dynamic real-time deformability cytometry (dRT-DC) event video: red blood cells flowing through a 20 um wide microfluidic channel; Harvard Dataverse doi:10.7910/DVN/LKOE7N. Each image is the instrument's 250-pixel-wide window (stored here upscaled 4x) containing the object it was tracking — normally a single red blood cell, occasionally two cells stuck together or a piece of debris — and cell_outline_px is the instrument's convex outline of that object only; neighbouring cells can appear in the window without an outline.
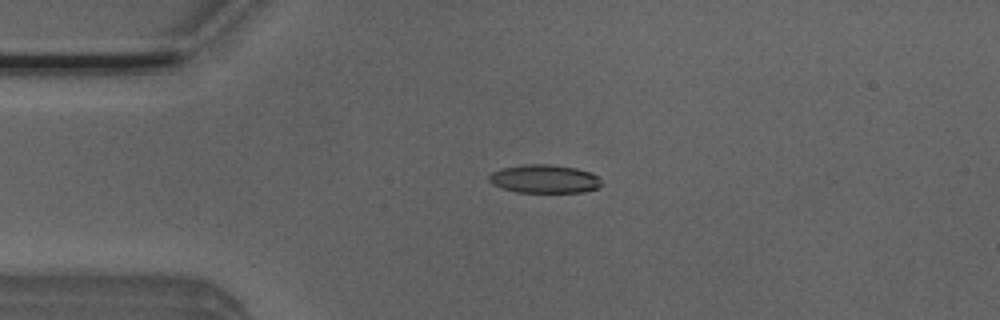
{"species": "Egyptian fruit bat (a non-hibernating species)", "species_latin": "Rousettus aegyptiacus", "temperature_condition": "room temperature", "stored_images_in_passage": 8, "camera_frame_rate_fps": 3000, "um_per_image_px": 0.085, "animal": {"sex": "male"}, "frame": {"image": 1, "passage_image": 2, "time_ms": 0.333, "image_size_px": [1000, 320], "cell_outline_px": [[600, 188], [584, 192], [516, 192], [492, 184], [488, 180], [488, 176], [492, 172], [500, 168], [524, 164], [552, 164], [576, 168], [588, 172], [596, 176], [600, 180]], "centroid_in_image_um": [46.25, 15.2], "position_along_channel_um": 38.8, "area_um2": 18.61}}
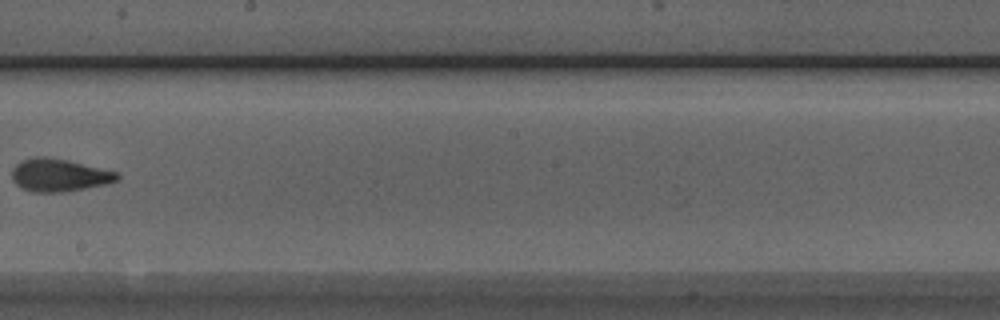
{"frame": {"image": 2, "passage_image": 7, "time_ms": 2.0, "image_size_px": [1000, 320], "cell_outline_px": [[120, 180], [108, 184], [60, 192], [32, 192], [16, 184], [12, 180], [12, 168], [20, 160], [36, 156], [44, 156], [68, 160], [116, 172], [120, 176]], "centroid_in_image_um": [5.01, 14.88], "position_along_channel_um": 243.2, "area_um2": 20.06}}
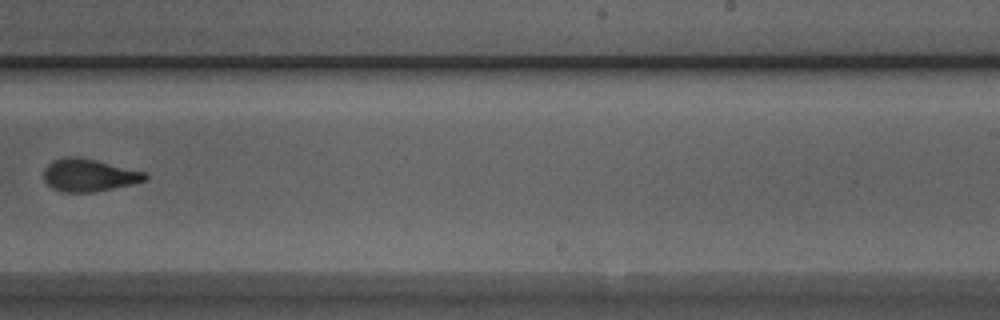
{"frame": {"image": 3, "passage_image": 8, "time_ms": 2.333, "image_size_px": [1000, 320], "cell_outline_px": [[148, 180], [132, 184], [96, 192], [60, 192], [52, 188], [44, 180], [44, 168], [52, 160], [64, 156], [76, 156], [96, 160], [148, 172]], "centroid_in_image_um": [7.57, 14.88], "position_along_channel_um": 281.4, "area_um2": 19.59}}